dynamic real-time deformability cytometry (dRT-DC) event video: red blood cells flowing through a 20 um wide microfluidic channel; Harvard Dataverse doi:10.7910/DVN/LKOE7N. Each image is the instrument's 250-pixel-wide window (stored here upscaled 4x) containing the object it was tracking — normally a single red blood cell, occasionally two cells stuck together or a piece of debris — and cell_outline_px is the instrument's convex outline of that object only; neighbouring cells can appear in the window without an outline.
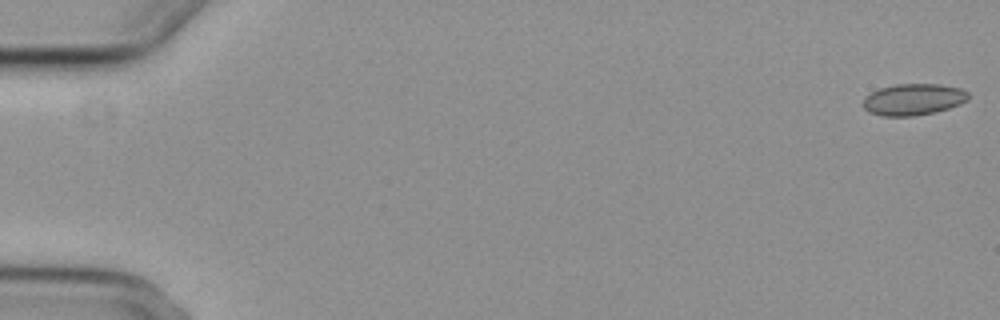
{"species": "common noctule bat (a hibernating species)", "species_latin": "Nyctalus noctula", "temperature_condition": "cold", "stored_images_in_passage": 5, "camera_frame_rate_fps": 3000, "um_per_image_px": 0.085, "animal": {"sex": "female", "body_mass_g": 29.2, "forearm_length_mm": 56.3}, "frame": {"image": 1, "passage_image": 1, "time_ms": 0.0, "image_size_px": [1000, 320], "cell_outline_px": [[968, 100], [960, 104], [936, 112], [912, 116], [884, 116], [868, 112], [864, 108], [864, 96], [880, 88], [896, 84], [940, 84], [960, 88], [968, 92]], "centroid_in_image_um": [77.64, 8.45], "position_along_channel_um": 7.4, "area_um2": 19.31}}